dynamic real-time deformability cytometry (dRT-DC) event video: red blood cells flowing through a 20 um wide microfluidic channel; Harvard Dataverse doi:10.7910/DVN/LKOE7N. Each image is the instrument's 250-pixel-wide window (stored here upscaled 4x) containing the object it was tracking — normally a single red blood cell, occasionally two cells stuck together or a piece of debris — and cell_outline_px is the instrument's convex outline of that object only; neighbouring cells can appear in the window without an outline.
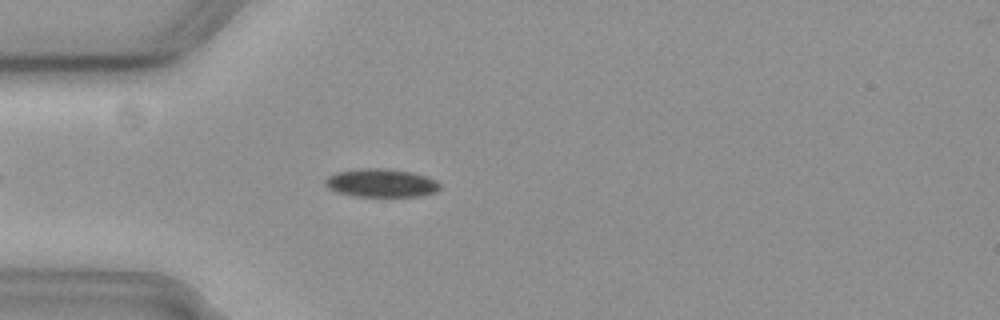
{"species": "common noctule bat (a hibernating species)", "species_latin": "Nyctalus noctula", "temperature_condition": "cold", "stored_images_in_passage": 48, "camera_frame_rate_fps": 3000, "um_per_image_px": 0.085, "animal": {"sex": "female", "body_mass_g": 19.3, "forearm_length_mm": 54.1}, "frame": {"image": 1, "passage_image": 8, "time_ms": 2.333, "image_size_px": [1000, 320], "cell_outline_px": [[440, 188], [436, 192], [420, 196], [356, 196], [336, 192], [328, 188], [324, 184], [324, 180], [328, 176], [336, 172], [360, 168], [388, 168], [412, 172], [436, 180], [440, 184]], "centroid_in_image_um": [32.38, 15.54], "position_along_channel_um": 52.6, "area_um2": 19.02}}
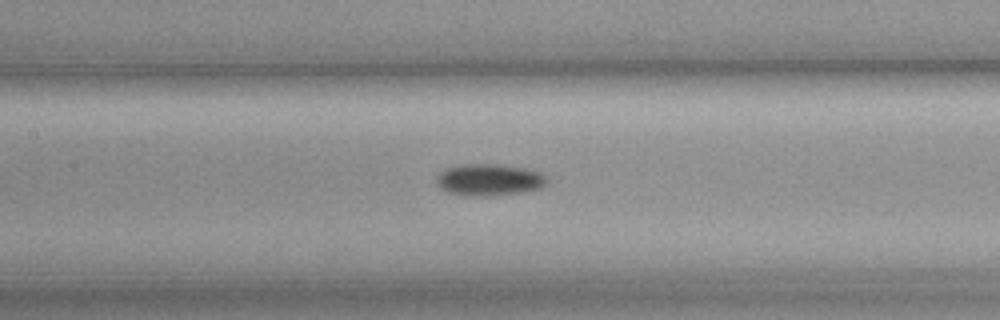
{"frame": {"image": 2, "passage_image": 18, "time_ms": 5.667, "image_size_px": [1000, 320], "cell_outline_px": [[548, 184], [540, 188], [520, 192], [492, 196], [464, 196], [448, 192], [440, 188], [436, 180], [436, 176], [440, 172], [448, 168], [464, 164], [496, 164], [524, 168], [540, 172], [548, 176]], "centroid_in_image_um": [41.6, 15.29], "position_along_channel_um": 165.8, "area_um2": 20.58}}
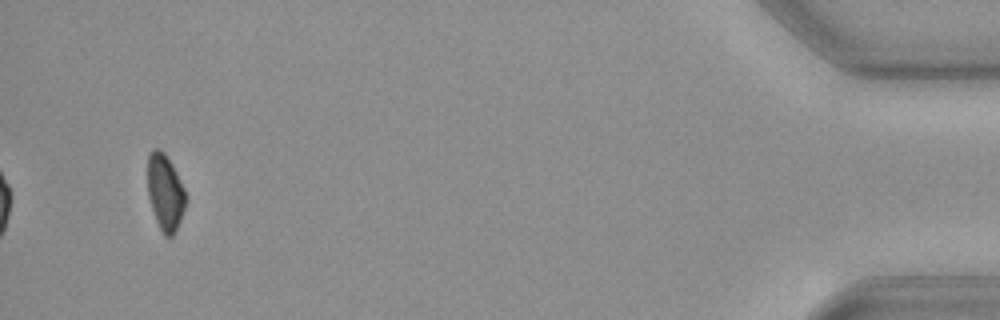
{"frame": {"image": 3, "passage_image": 46, "time_ms": 15.0, "image_size_px": [1000, 320], "cell_outline_px": [[188, 200], [180, 220], [172, 236], [164, 236], [156, 220], [148, 196], [148, 156], [156, 148], [164, 152], [184, 188], [188, 196]], "centroid_in_image_um": [14.05, 16.38], "position_along_channel_um": 421.1, "area_um2": 16.59}, "authors_computed_cell_mechanics": {"area_um2": 18.9295, "velocity_mm_per_s": 3.6661, "shape_relaxation_time_tau1_ms": 5.8822, "shape_relaxation_time_tau2_ms": null, "deformation_change_tau1": 0.0914, "deformation_change_tau2": null}}